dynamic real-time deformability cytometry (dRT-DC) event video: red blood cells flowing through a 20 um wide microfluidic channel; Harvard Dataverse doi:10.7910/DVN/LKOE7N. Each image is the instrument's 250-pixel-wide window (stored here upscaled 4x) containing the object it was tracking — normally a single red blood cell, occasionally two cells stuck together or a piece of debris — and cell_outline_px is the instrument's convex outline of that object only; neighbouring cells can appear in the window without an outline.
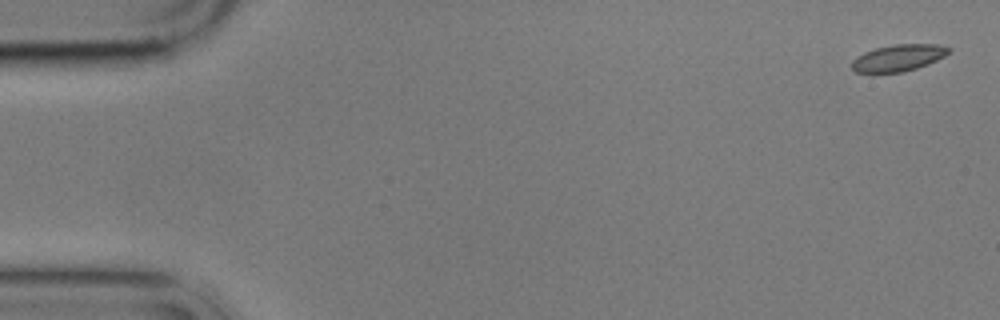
{"species": "common noctule bat (a hibernating species)", "species_latin": "Nyctalus noctula", "temperature_condition": "cold", "stored_images_in_passage": 9, "camera_frame_rate_fps": 3000, "um_per_image_px": 0.085, "animal": {"sex": "male", "body_mass_g": 17.9}, "frame": {"image": 1, "passage_image": 1, "time_ms": 0.0, "image_size_px": [1000, 320], "cell_outline_px": [[952, 52], [928, 64], [904, 72], [856, 72], [852, 68], [852, 60], [856, 56], [864, 52], [876, 48], [896, 44], [936, 44], [952, 48]], "centroid_in_image_um": [76.39, 4.91], "position_along_channel_um": 8.6, "area_um2": 15.03}}
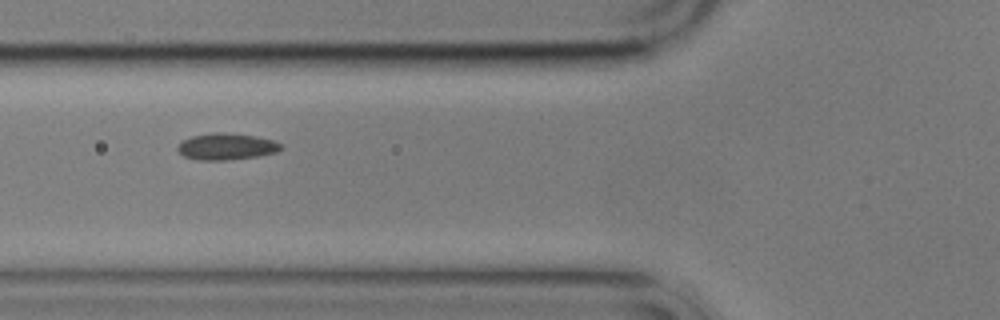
{"frame": {"image": 2, "passage_image": 6, "time_ms": 6.667, "image_size_px": [1000, 320], "cell_outline_px": [[284, 148], [276, 152], [256, 156], [224, 160], [196, 160], [184, 156], [176, 148], [184, 140], [192, 136], [216, 132], [220, 132], [252, 136], [272, 140], [284, 144]], "centroid_in_image_um": [19.26, 12.46], "position_along_channel_um": 106.5, "area_um2": 15.72}}
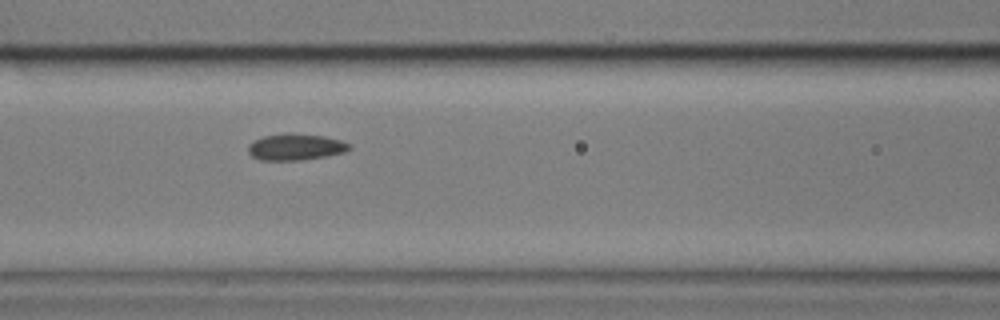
{"frame": {"image": 3, "passage_image": 7, "time_ms": 7.667, "image_size_px": [1000, 320], "cell_outline_px": [[352, 148], [344, 152], [324, 156], [300, 160], [260, 160], [252, 156], [248, 152], [248, 144], [264, 136], [288, 132], [324, 136], [340, 140], [352, 144]], "centroid_in_image_um": [25.13, 12.48], "position_along_channel_um": 141.5, "area_um2": 15.61}}